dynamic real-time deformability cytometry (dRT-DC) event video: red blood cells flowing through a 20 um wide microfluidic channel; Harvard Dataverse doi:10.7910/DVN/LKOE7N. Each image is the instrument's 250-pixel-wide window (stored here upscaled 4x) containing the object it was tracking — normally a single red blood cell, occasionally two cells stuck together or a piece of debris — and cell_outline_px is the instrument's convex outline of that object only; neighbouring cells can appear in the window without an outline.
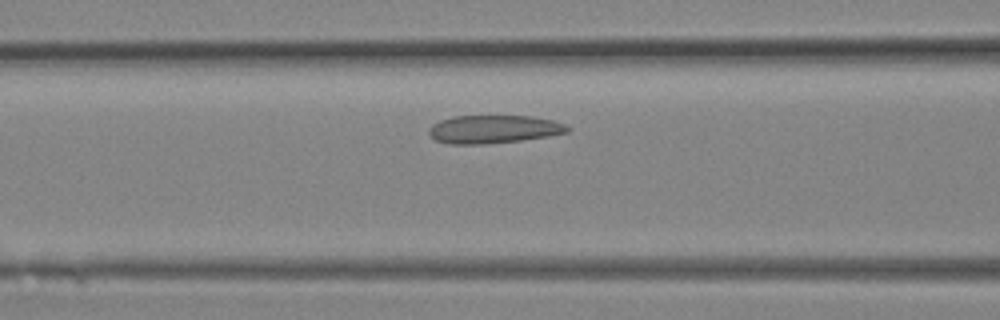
{"species": "Egyptian fruit bat (a non-hibernating species)", "species_latin": "Rousettus aegyptiacus", "temperature_condition": "room temperature", "stored_images_in_passage": 11, "camera_frame_rate_fps": 3000, "um_per_image_px": 0.085, "animal": {"sex": "female"}, "frame": {"image": 1, "passage_image": 7, "time_ms": 2.0, "image_size_px": [1000, 320], "cell_outline_px": [[572, 128], [568, 132], [548, 136], [520, 140], [480, 144], [448, 144], [436, 140], [428, 132], [428, 128], [432, 124], [440, 120], [452, 116], [532, 116], [552, 120], [564, 124]], "centroid_in_image_um": [41.94, 10.98], "position_along_channel_um": 124.7, "area_um2": 22.66}}
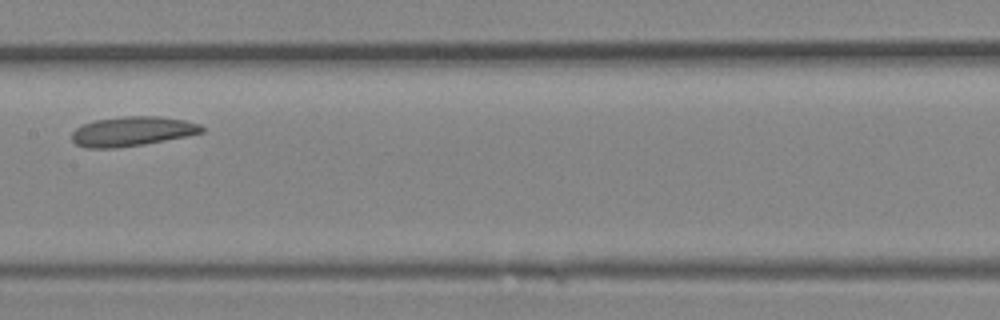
{"frame": {"image": 2, "passage_image": 10, "time_ms": 3.0, "image_size_px": [1000, 320], "cell_outline_px": [[204, 132], [144, 144], [116, 148], [88, 148], [76, 144], [72, 140], [72, 132], [76, 128], [92, 120], [124, 116], [160, 116], [184, 120], [200, 124], [204, 128]], "centroid_in_image_um": [11.21, 11.15], "position_along_channel_um": 196.2, "area_um2": 22.31}}